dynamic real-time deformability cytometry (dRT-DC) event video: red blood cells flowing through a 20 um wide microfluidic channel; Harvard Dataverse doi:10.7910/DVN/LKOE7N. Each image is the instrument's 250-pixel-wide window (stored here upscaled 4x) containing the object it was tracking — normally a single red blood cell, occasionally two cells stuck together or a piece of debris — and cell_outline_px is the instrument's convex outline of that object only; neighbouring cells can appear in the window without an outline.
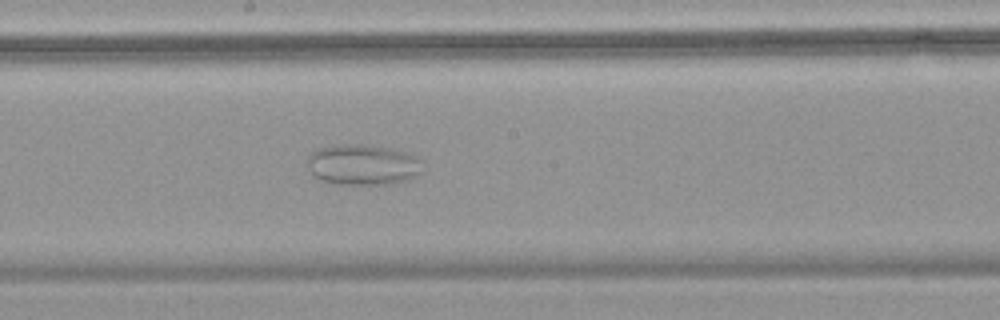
{"species": "common noctule bat (a hibernating species)", "species_latin": "Nyctalus noctula", "temperature_condition": "warm", "stored_images_in_passage": 38, "camera_frame_rate_fps": 3000, "um_per_image_px": 0.085, "animal": {"sex": "female", "body_mass_g": 18.4}, "frame": {"image": 1, "passage_image": 14, "time_ms": 4.333, "image_size_px": [1000, 320], "cell_outline_px": [[424, 160], [420, 172], [408, 180], [388, 184], [340, 184], [320, 180], [312, 176], [308, 168], [308, 156], [316, 148], [340, 144], [360, 144], [392, 148], [416, 156]], "centroid_in_image_um": [30.83, 13.99], "position_along_channel_um": 217.4, "area_um2": 27.57}}
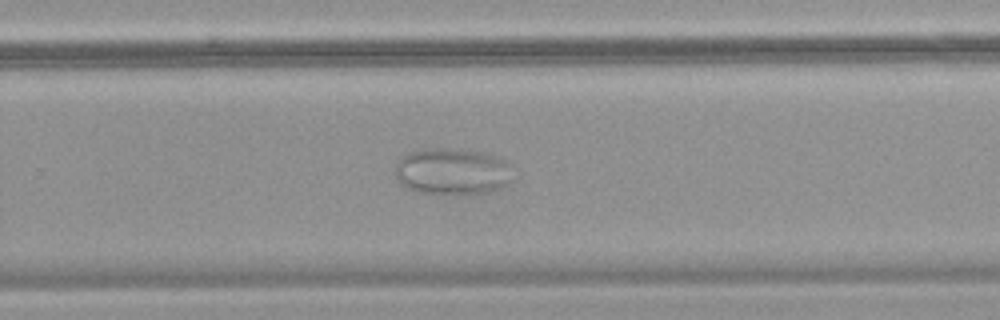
{"frame": {"image": 2, "passage_image": 20, "time_ms": 6.333, "image_size_px": [1000, 320], "cell_outline_px": [[504, 184], [500, 188], [484, 192], [416, 192], [404, 188], [396, 180], [396, 164], [404, 156], [412, 152], [432, 148], [448, 148], [480, 152], [504, 160]], "centroid_in_image_um": [38.25, 14.56], "position_along_channel_um": 291.5, "area_um2": 30.11}}
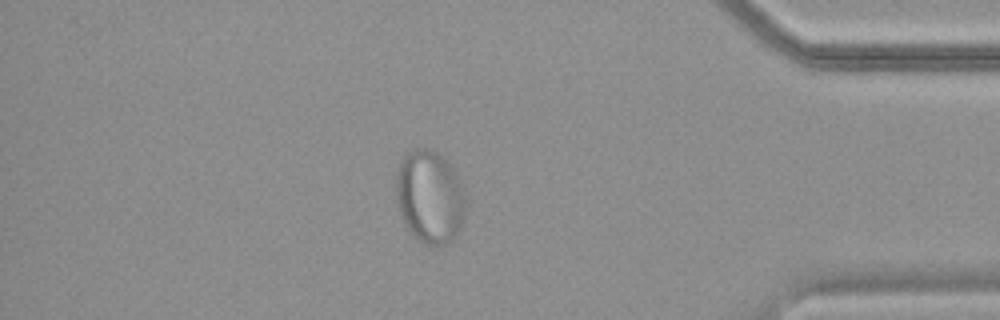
{"frame": {"image": 3, "passage_image": 31, "time_ms": 10.0, "image_size_px": [1000, 320], "cell_outline_px": [[464, 212], [460, 228], [456, 236], [448, 244], [424, 244], [412, 236], [400, 216], [396, 200], [396, 172], [404, 156], [408, 152], [416, 148], [428, 148], [436, 152], [448, 160], [464, 188]], "centroid_in_image_um": [36.51, 16.73], "position_along_channel_um": 398.7, "area_um2": 37.92}}